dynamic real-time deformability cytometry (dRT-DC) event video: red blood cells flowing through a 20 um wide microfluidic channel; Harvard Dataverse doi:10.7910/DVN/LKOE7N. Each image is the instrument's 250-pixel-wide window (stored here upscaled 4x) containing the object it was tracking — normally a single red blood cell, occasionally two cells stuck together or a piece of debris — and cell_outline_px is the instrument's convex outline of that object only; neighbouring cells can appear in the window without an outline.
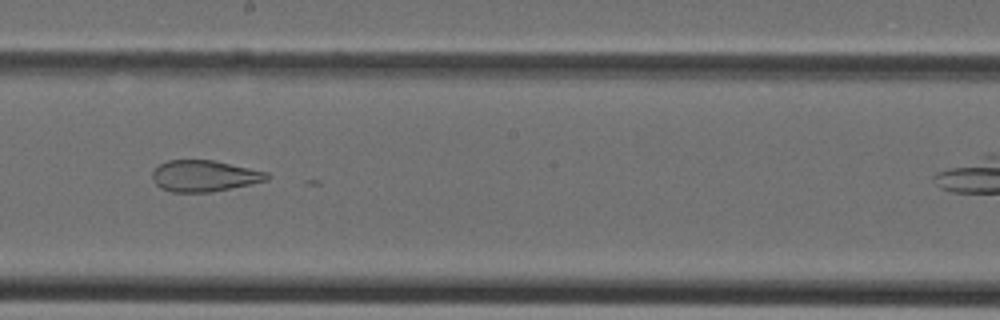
{"species": "Egyptian fruit bat (a non-hibernating species)", "species_latin": "Rousettus aegyptiacus", "temperature_condition": "cold", "stored_images_in_passage": 27, "camera_frame_rate_fps": 3000, "um_per_image_px": 0.085, "animal": {"sex": "female"}, "frame": {"image": 1, "passage_image": 16, "time_ms": 5.0, "image_size_px": [1000, 320], "cell_outline_px": [[272, 176], [268, 180], [252, 184], [212, 192], [172, 192], [160, 188], [152, 180], [152, 172], [160, 164], [168, 160], [212, 160], [268, 172]], "centroid_in_image_um": [17.38, 14.96], "position_along_channel_um": 230.8, "area_um2": 20.98}}